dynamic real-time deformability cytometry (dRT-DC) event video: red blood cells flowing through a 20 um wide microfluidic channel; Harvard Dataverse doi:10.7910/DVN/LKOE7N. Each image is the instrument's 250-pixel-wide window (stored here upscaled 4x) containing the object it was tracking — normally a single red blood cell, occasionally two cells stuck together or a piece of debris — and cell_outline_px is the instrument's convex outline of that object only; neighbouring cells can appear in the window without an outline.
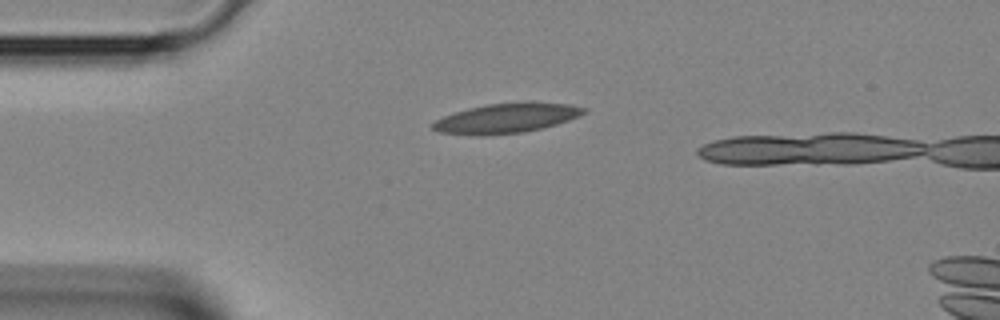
{"species": "Egyptian fruit bat (a non-hibernating species)", "species_latin": "Rousettus aegyptiacus", "temperature_condition": "room temperature", "stored_images_in_passage": 25, "camera_frame_rate_fps": 3000, "um_per_image_px": 0.085, "animal": {"sex": "female"}, "frame": {"image": 1, "passage_image": 1, "time_ms": 0.0, "image_size_px": [1000, 320], "cell_outline_px": [[588, 112], [580, 116], [556, 124], [524, 132], [484, 136], [476, 136], [436, 132], [432, 128], [432, 124], [436, 120], [444, 116], [468, 108], [488, 104], [524, 100], [536, 100], [568, 104], [588, 108]], "centroid_in_image_um": [43.09, 10.02], "position_along_channel_um": 41.9, "area_um2": 26.88}}
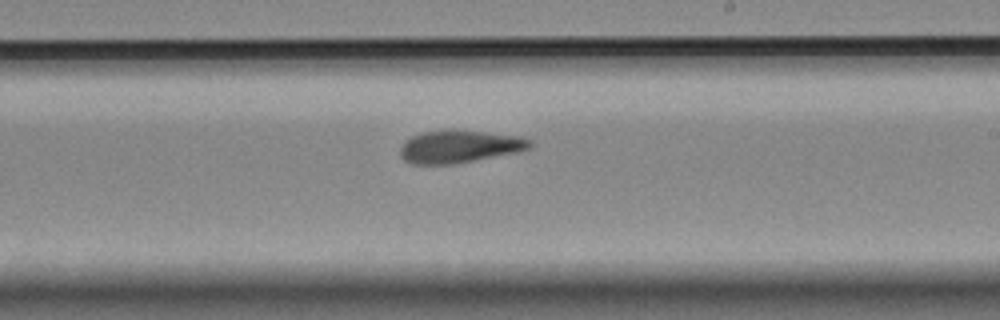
{"frame": {"image": 2, "passage_image": 15, "time_ms": 4.667, "image_size_px": [1000, 320], "cell_outline_px": [[532, 148], [516, 152], [452, 164], [412, 164], [404, 160], [400, 156], [400, 148], [412, 136], [424, 132], [448, 128], [520, 136], [532, 140]], "centroid_in_image_um": [39.06, 12.44], "position_along_channel_um": 249.9, "area_um2": 24.62}}
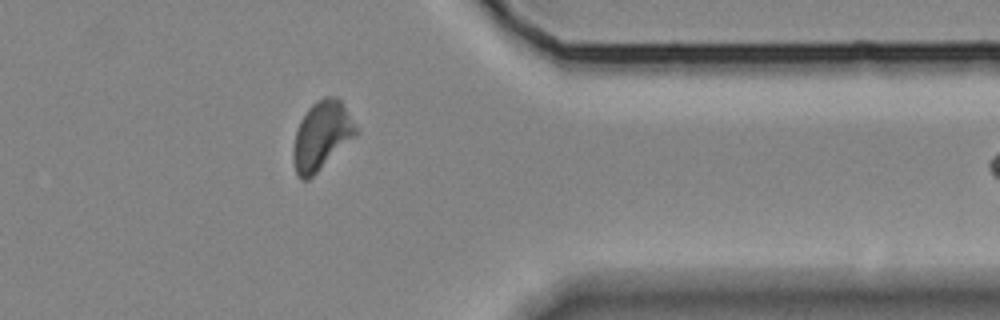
{"frame": {"image": 3, "passage_image": 24, "time_ms": 7.667, "image_size_px": [1000, 320], "cell_outline_px": [[360, 132], [356, 136], [308, 180], [300, 180], [296, 176], [292, 160], [292, 152], [296, 132], [300, 120], [308, 108], [316, 100], [324, 96], [336, 96], [340, 100]], "centroid_in_image_um": [27.32, 11.54], "position_along_channel_um": 384.1, "area_um2": 25.14}}